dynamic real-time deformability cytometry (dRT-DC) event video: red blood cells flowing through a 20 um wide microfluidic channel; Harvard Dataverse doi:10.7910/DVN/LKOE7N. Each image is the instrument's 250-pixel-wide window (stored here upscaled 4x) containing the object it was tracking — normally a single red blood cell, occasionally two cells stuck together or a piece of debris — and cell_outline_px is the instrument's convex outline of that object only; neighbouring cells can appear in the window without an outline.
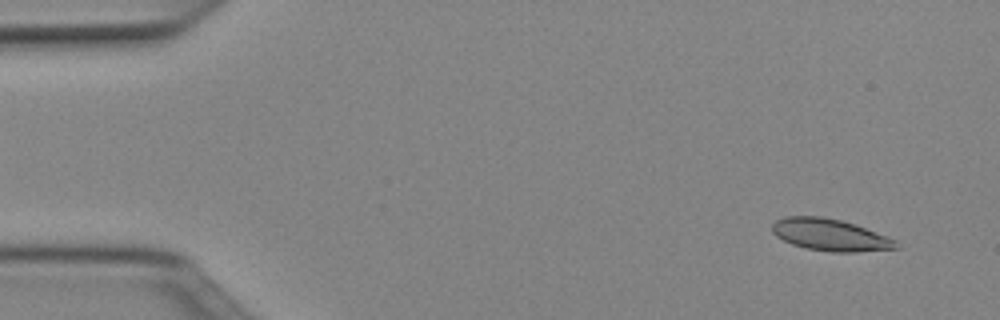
{"species": "Egyptian fruit bat (a non-hibernating species)", "species_latin": "Rousettus aegyptiacus", "temperature_condition": "cold", "stored_images_in_passage": 48, "camera_frame_rate_fps": 3000, "um_per_image_px": 0.085, "animal": {"sex": "female"}, "frame": {"image": 1, "passage_image": 1, "time_ms": 0.0, "image_size_px": [1000, 320], "cell_outline_px": [[900, 248], [856, 252], [832, 252], [808, 248], [792, 244], [776, 236], [772, 232], [772, 224], [776, 220], [784, 216], [820, 216], [840, 220], [856, 224], [896, 240], [900, 244]], "centroid_in_image_um": [70.58, 19.96], "position_along_channel_um": 14.4, "area_um2": 23.06}}
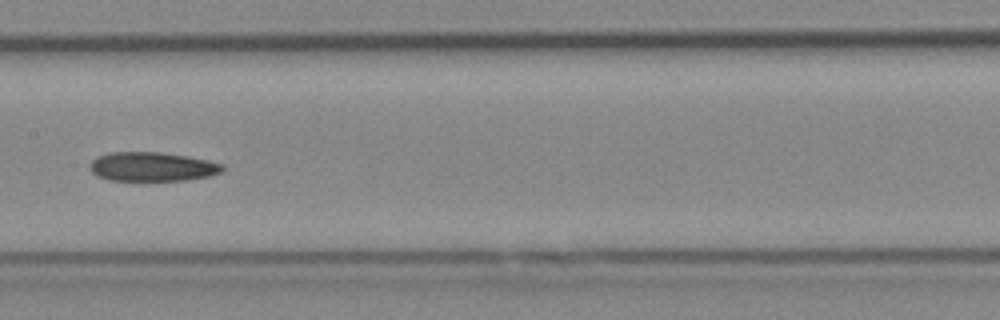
{"frame": {"image": 2, "passage_image": 23, "time_ms": 7.333, "image_size_px": [1000, 320], "cell_outline_px": [[224, 168], [220, 172], [212, 176], [188, 180], [108, 180], [96, 176], [88, 168], [88, 164], [96, 156], [108, 152], [160, 152], [188, 156], [224, 164]], "centroid_in_image_um": [12.9, 14.16], "position_along_channel_um": 194.5, "area_um2": 22.77}}
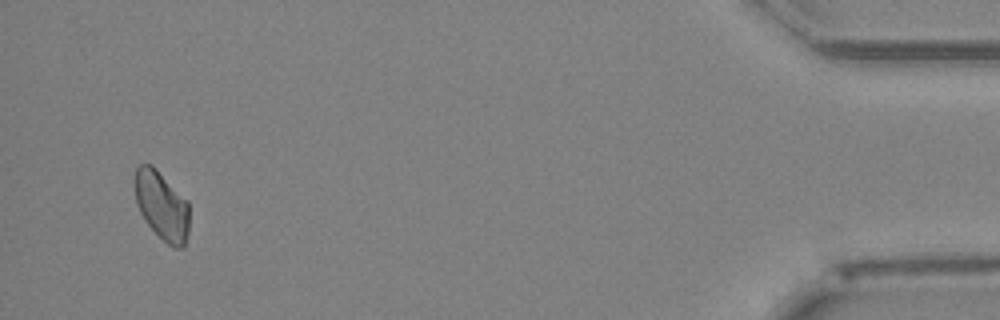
{"frame": {"image": 3, "passage_image": 46, "time_ms": 15.0, "image_size_px": [1000, 320], "cell_outline_px": [[188, 232], [184, 248], [172, 248], [144, 220], [136, 204], [132, 180], [136, 168], [140, 164], [152, 164], [188, 200]], "centroid_in_image_um": [13.72, 17.44], "position_along_channel_um": 421.5, "area_um2": 22.2}}